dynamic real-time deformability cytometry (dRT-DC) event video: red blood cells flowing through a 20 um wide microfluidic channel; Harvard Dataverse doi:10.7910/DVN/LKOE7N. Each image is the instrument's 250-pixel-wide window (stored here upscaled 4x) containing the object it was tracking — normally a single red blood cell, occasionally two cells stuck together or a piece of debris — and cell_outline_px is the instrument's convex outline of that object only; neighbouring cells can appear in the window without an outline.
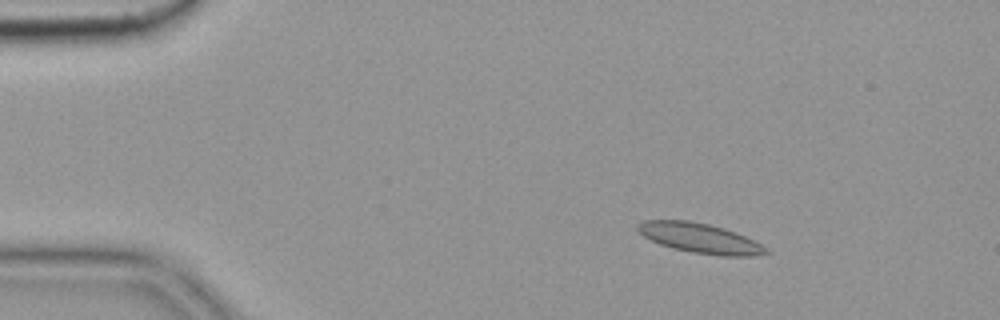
{"species": "common noctule bat (a hibernating species)", "species_latin": "Nyctalus noctula", "temperature_condition": "cold", "stored_images_in_passage": 3, "camera_frame_rate_fps": 3000, "um_per_image_px": 0.085, "animal": {"sex": "female", "body_mass_g": 19.9}, "frame": {"image": 1, "passage_image": 1, "time_ms": 0.0, "image_size_px": [1000, 320], "cell_outline_px": [[772, 252], [756, 256], [716, 256], [692, 252], [672, 248], [660, 244], [644, 236], [636, 228], [636, 224], [644, 220], [688, 220], [708, 224], [724, 228], [736, 232], [756, 240], [768, 248]], "centroid_in_image_um": [59.56, 20.25], "position_along_channel_um": 25.4, "area_um2": 22.6}}